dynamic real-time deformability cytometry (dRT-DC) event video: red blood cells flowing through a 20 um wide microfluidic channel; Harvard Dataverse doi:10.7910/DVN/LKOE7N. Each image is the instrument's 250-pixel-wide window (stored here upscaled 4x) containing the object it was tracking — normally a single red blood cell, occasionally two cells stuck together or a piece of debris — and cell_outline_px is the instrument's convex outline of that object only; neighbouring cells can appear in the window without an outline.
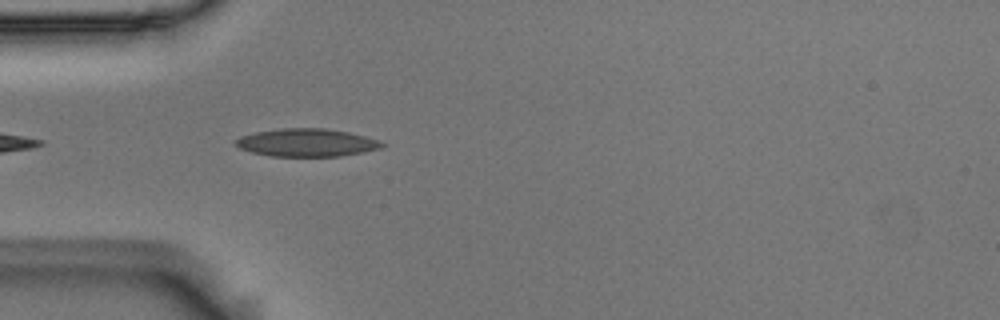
{"species": "Egyptian fruit bat (a non-hibernating species)", "species_latin": "Rousettus aegyptiacus", "temperature_condition": "room temperature", "stored_images_in_passage": 14, "camera_frame_rate_fps": 3000, "um_per_image_px": 0.085, "animal": {"sex": "male"}, "frame": {"image": 1, "passage_image": 3, "time_ms": 0.667, "image_size_px": [1000, 320], "cell_outline_px": [[388, 144], [380, 148], [340, 156], [272, 156], [252, 152], [240, 148], [232, 140], [240, 136], [256, 132], [280, 128], [324, 128], [348, 132], [380, 140]], "centroid_in_image_um": [26.06, 12.11], "position_along_channel_um": 58.9, "area_um2": 23.7}}
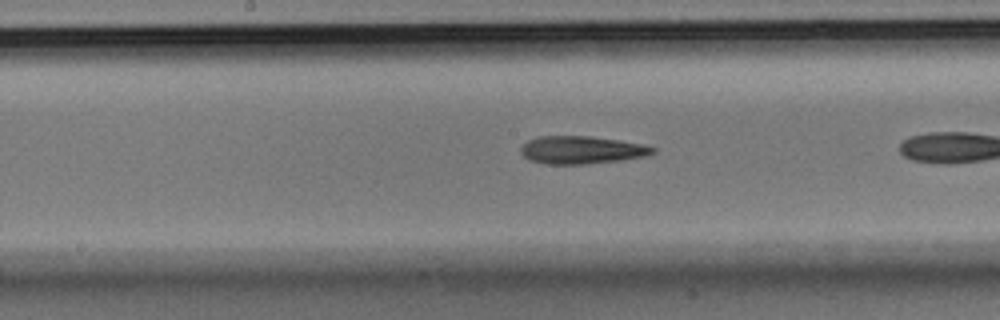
{"frame": {"image": 2, "passage_image": 12, "time_ms": 3.667, "image_size_px": [1000, 320], "cell_outline_px": [[656, 152], [644, 156], [620, 160], [588, 164], [544, 164], [528, 160], [520, 152], [520, 148], [528, 140], [540, 136], [592, 136], [644, 144], [656, 148]], "centroid_in_image_um": [49.42, 12.75], "position_along_channel_um": 198.8, "area_um2": 21.44}}